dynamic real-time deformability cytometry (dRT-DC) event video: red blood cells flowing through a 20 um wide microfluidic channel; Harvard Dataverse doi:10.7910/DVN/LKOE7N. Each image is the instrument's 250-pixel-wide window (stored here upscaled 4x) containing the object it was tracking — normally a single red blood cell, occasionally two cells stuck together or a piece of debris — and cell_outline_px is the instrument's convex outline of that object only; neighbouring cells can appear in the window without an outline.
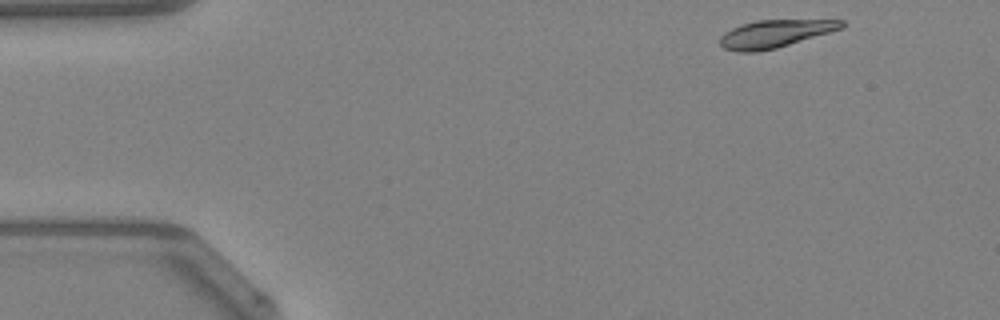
{"species": "Egyptian fruit bat (a non-hibernating species)", "species_latin": "Rousettus aegyptiacus", "temperature_condition": "warm", "stored_images_in_passage": 44, "camera_frame_rate_fps": 3000, "um_per_image_px": 0.085, "animal": {"sex": "female"}, "frame": {"image": 1, "passage_image": 1, "time_ms": 0.0, "image_size_px": [1000, 320], "cell_outline_px": [[844, 28], [776, 48], [756, 52], [736, 52], [724, 48], [720, 44], [720, 36], [724, 32], [740, 24], [756, 20], [844, 20]], "centroid_in_image_um": [65.84, 2.87], "position_along_channel_um": 19.2, "area_um2": 19.59}}
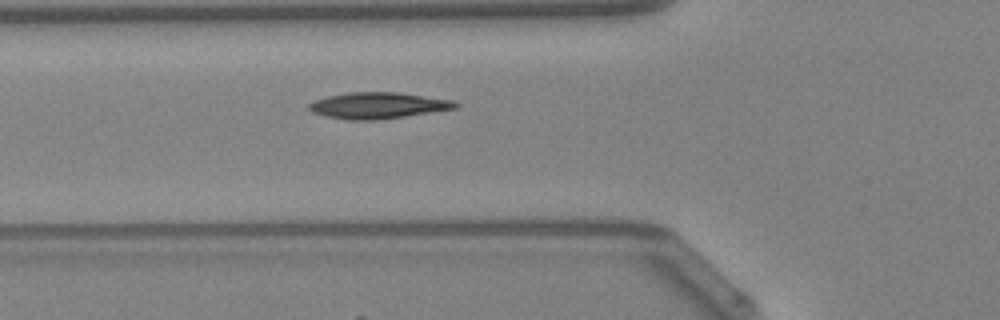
{"frame": {"image": 2, "passage_image": 13, "time_ms": 4.0, "image_size_px": [1000, 320], "cell_outline_px": [[460, 104], [456, 108], [404, 116], [372, 120], [348, 120], [328, 116], [312, 112], [308, 108], [308, 104], [316, 100], [328, 96], [344, 92], [400, 92], [452, 100]], "centroid_in_image_um": [32.12, 8.95], "position_along_channel_um": 93.7, "area_um2": 22.2}}
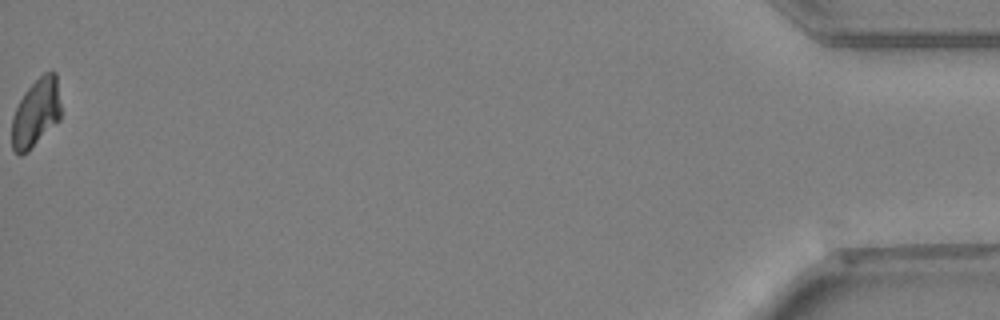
{"frame": {"image": 3, "passage_image": 44, "time_ms": 14.333, "image_size_px": [1000, 320], "cell_outline_px": [[60, 120], [28, 152], [20, 156], [12, 148], [12, 116], [24, 92], [44, 72], [56, 72], [60, 104]], "centroid_in_image_um": [3.05, 9.62], "position_along_channel_um": 432.1, "area_um2": 19.48}, "authors_computed_cell_mechanics": {"area_um2": 21.1837, "velocity_mm_per_s": 4.2764, "shape_relaxation_time_tau1_ms": 4.5484, "shape_relaxation_time_tau2_ms": null, "deformation_change_tau1": 0.1575, "deformation_change_tau2": null}}